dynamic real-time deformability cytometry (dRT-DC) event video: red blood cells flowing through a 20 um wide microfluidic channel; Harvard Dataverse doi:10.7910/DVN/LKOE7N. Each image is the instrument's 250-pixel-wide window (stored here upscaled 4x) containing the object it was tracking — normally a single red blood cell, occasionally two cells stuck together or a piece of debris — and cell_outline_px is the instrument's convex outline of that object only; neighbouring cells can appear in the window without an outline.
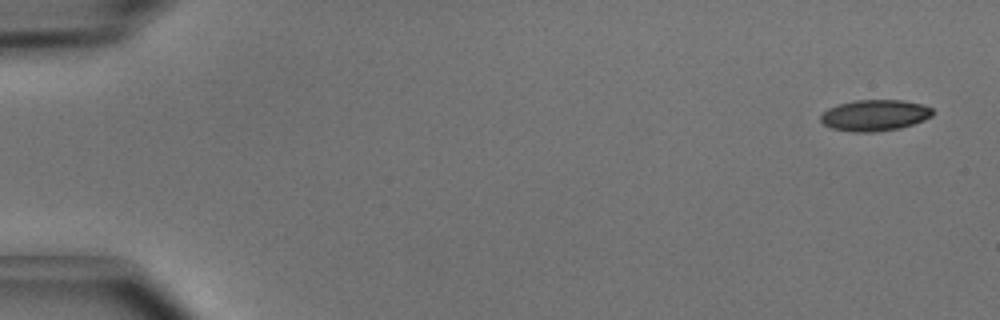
{"species": "common noctule bat (a hibernating species)", "species_latin": "Nyctalus noctula", "temperature_condition": "cold", "stored_images_in_passage": 7, "camera_frame_rate_fps": 3000, "um_per_image_px": 0.085, "animal": {"sex": "male", "body_mass_g": 15.6}, "frame": {"image": 1, "passage_image": 1, "time_ms": 0.0, "image_size_px": [1000, 320], "cell_outline_px": [[932, 116], [924, 120], [900, 128], [872, 132], [852, 132], [832, 128], [824, 124], [820, 120], [820, 116], [828, 108], [836, 104], [856, 100], [904, 100], [924, 104], [932, 108]], "centroid_in_image_um": [74.35, 9.79], "position_along_channel_um": 10.6, "area_um2": 20.4}}
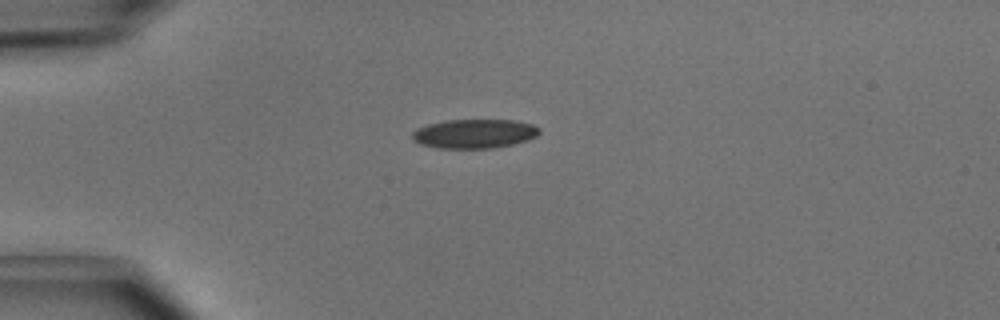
{"frame": {"image": 2, "passage_image": 4, "time_ms": 1.0, "image_size_px": [1000, 320], "cell_outline_px": [[540, 132], [536, 136], [528, 140], [512, 144], [492, 148], [436, 148], [420, 144], [412, 140], [412, 132], [416, 128], [428, 124], [444, 120], [516, 120], [532, 124], [540, 128]], "centroid_in_image_um": [40.3, 11.36], "position_along_channel_um": 44.7, "area_um2": 21.73}}